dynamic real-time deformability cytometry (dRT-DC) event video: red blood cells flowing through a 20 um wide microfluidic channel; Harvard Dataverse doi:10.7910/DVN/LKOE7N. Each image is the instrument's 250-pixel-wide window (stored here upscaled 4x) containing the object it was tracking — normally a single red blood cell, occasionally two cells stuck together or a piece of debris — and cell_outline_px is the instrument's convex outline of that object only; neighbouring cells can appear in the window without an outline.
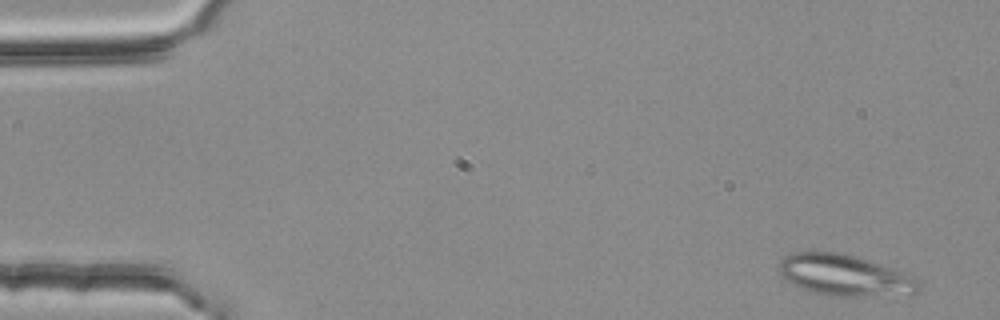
{"species": "common noctule bat (a hibernating species)", "species_latin": "Nyctalus noctula", "temperature_condition": "room temperature", "stored_images_in_passage": 4, "camera_frame_rate_fps": 3000, "um_per_image_px": 0.085, "animal": {"sex": "female", "body_mass_g": 25.1}, "frame": {"image": 1, "passage_image": 1, "time_ms": 0.0, "image_size_px": [1000, 320], "cell_outline_px": [[920, 288], [912, 296], [832, 296], [812, 292], [784, 280], [780, 276], [780, 260], [784, 256], [792, 252], [844, 252], [916, 276], [920, 280]], "centroid_in_image_um": [71.87, 23.41], "position_along_channel_um": 13.1, "area_um2": 34.16}}